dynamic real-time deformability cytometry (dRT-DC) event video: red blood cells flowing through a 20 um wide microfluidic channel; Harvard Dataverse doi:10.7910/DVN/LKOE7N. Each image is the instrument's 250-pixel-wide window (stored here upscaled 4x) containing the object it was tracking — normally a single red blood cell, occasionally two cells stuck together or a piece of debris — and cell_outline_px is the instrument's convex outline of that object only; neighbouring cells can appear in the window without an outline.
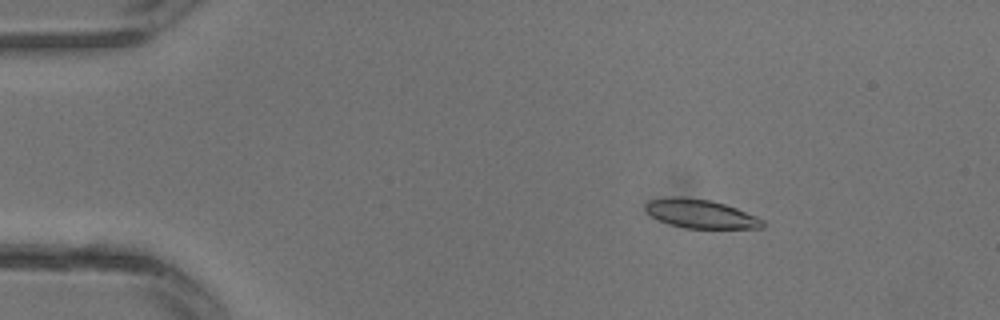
{"species": "common noctule bat (a hibernating species)", "species_latin": "Nyctalus noctula", "temperature_condition": "warm", "stored_images_in_passage": 9, "camera_frame_rate_fps": 3000, "um_per_image_px": 0.085, "animal": {"sex": "male", "body_mass_g": 13.3}, "frame": {"image": 1, "passage_image": 6, "time_ms": 1.667, "image_size_px": [1000, 320], "cell_outline_px": [[764, 228], [684, 228], [668, 224], [652, 216], [644, 208], [644, 204], [652, 200], [672, 196], [684, 196], [712, 200], [736, 208], [756, 216], [764, 220]], "centroid_in_image_um": [59.55, 18.17], "position_along_channel_um": 25.4, "area_um2": 19.65}}